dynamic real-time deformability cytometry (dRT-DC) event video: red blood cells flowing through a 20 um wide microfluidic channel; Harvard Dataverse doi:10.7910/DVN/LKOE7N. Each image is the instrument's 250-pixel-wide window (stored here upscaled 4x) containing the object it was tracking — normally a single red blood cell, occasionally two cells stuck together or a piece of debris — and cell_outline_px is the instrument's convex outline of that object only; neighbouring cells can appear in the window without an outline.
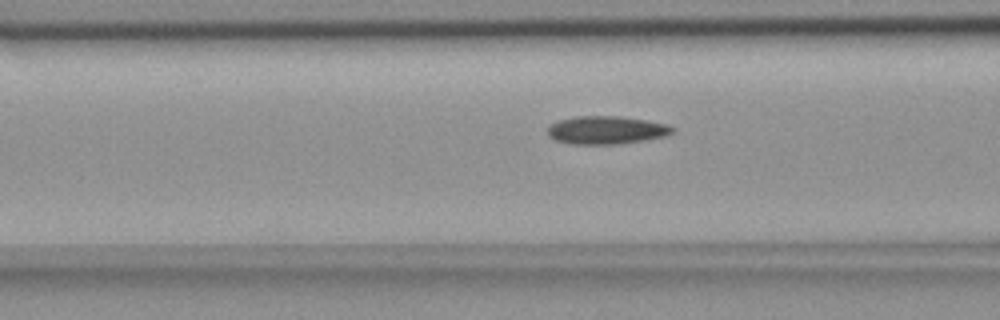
{"species": "common noctule bat (a hibernating species)", "species_latin": "Nyctalus noctula", "temperature_condition": "room temperature", "stored_images_in_passage": 42, "segment_of_instrument_passage": [1, 2], "camera_frame_rate_fps": 3000, "um_per_image_px": 0.085, "animal": {"sex": "female", "body_mass_g": 18.4}, "frame": {"image": 1, "passage_image": 7, "time_ms": 2.0, "image_size_px": [1000, 320], "cell_outline_px": [[676, 132], [664, 136], [644, 140], [616, 144], [572, 144], [556, 140], [548, 136], [548, 128], [552, 124], [560, 120], [576, 116], [620, 116], [668, 124], [676, 128]], "centroid_in_image_um": [51.58, 11.05], "position_along_channel_um": 115.0, "area_um2": 20.35}}
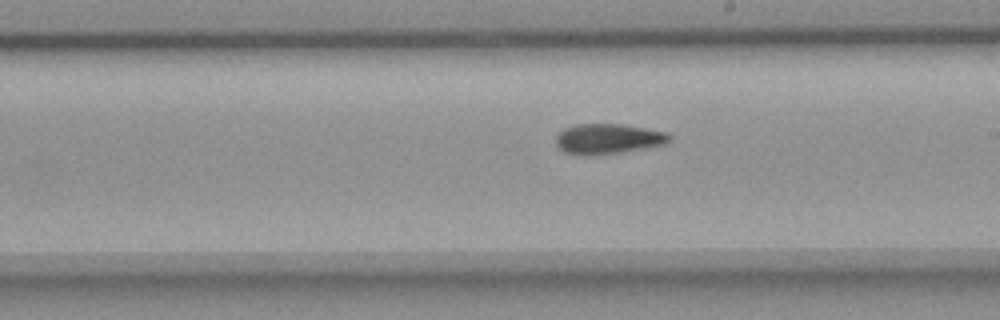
{"frame": {"image": 2, "passage_image": 17, "time_ms": 5.333, "image_size_px": [1000, 320], "cell_outline_px": [[672, 140], [664, 144], [620, 152], [584, 156], [580, 156], [564, 152], [556, 144], [556, 136], [564, 128], [576, 124], [624, 124], [664, 132], [672, 136]], "centroid_in_image_um": [51.65, 11.8], "position_along_channel_um": 237.3, "area_um2": 19.88}}
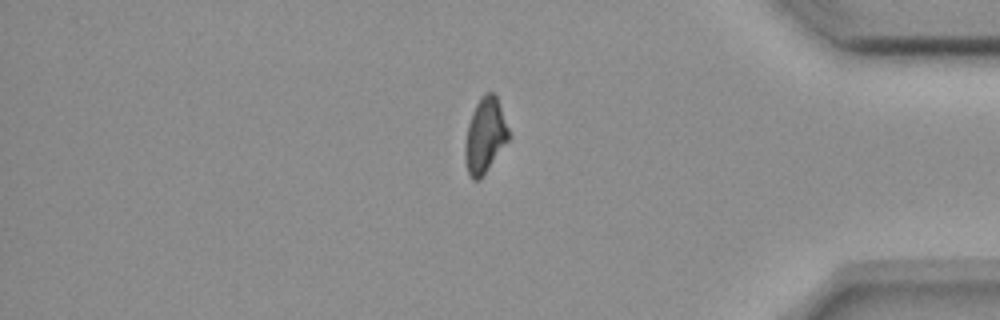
{"frame": {"image": 3, "passage_image": 32, "time_ms": 10.333, "image_size_px": [1000, 320], "cell_outline_px": [[512, 136], [480, 180], [472, 180], [468, 176], [464, 156], [464, 148], [468, 124], [472, 112], [480, 96], [484, 92], [492, 92], [496, 96]], "centroid_in_image_um": [41.23, 11.54], "position_along_channel_um": 394.0, "area_um2": 19.36}}